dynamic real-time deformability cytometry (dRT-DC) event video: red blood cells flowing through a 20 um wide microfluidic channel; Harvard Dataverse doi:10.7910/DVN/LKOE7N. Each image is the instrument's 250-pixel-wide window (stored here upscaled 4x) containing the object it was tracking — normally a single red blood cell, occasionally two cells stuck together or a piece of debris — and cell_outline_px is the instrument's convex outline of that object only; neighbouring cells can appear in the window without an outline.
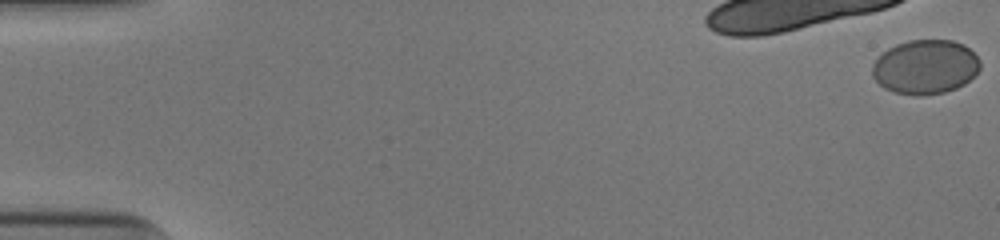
{"species": "human", "species_latin": "Homo sapiens", "temperature_condition": "cold", "stored_images_in_passage": 19, "camera_frame_rate_fps": 3000, "um_per_image_px": 0.085, "donor": {"sex": "male"}, "frame": {"image": 1, "passage_image": 1, "time_ms": 0.0, "image_size_px": [1000, 240], "cell_outline_px": [[980, 68], [964, 84], [956, 88], [944, 92], [924, 96], [916, 96], [892, 92], [884, 88], [872, 76], [872, 64], [888, 48], [896, 44], [908, 40], [952, 40], [964, 44], [980, 60]], "centroid_in_image_um": [78.63, 5.69], "position_along_channel_um": 6.4, "area_um2": 34.16}}
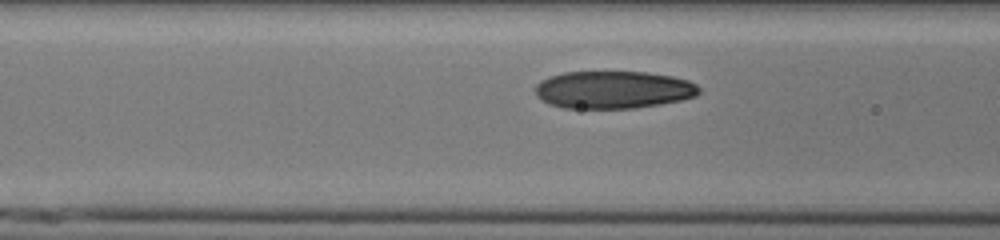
{"frame": {"image": 2, "passage_image": 17, "time_ms": 5.333, "image_size_px": [1000, 240], "cell_outline_px": [[700, 92], [696, 96], [680, 100], [660, 104], [636, 108], [564, 108], [548, 104], [540, 100], [536, 96], [536, 84], [540, 80], [548, 76], [564, 72], [648, 72], [672, 76], [688, 80], [696, 84], [700, 88]], "centroid_in_image_um": [52.11, 7.63], "position_along_channel_um": 114.5, "area_um2": 36.13}}